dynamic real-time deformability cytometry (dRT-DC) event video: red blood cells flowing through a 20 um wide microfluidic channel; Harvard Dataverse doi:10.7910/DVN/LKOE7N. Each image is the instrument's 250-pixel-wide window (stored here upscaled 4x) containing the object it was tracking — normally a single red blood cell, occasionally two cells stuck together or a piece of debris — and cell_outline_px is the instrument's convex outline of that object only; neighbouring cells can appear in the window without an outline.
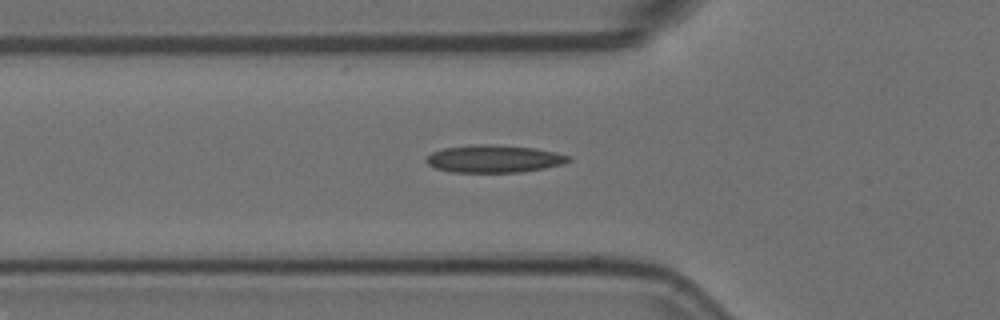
{"species": "Egyptian fruit bat (a non-hibernating species)", "species_latin": "Rousettus aegyptiacus", "temperature_condition": "room temperature", "stored_images_in_passage": 2, "camera_frame_rate_fps": 3000, "um_per_image_px": 0.085, "animal": {"sex": "female"}, "frame": {"image": 1, "passage_image": 2, "time_ms": 0.333, "image_size_px": [1000, 320], "cell_outline_px": [[572, 160], [564, 164], [544, 168], [520, 172], [452, 172], [436, 168], [428, 164], [424, 160], [432, 152], [444, 148], [468, 144], [496, 144], [536, 148], [568, 156]], "centroid_in_image_um": [41.97, 13.49], "position_along_channel_um": 83.8, "area_um2": 22.89}}